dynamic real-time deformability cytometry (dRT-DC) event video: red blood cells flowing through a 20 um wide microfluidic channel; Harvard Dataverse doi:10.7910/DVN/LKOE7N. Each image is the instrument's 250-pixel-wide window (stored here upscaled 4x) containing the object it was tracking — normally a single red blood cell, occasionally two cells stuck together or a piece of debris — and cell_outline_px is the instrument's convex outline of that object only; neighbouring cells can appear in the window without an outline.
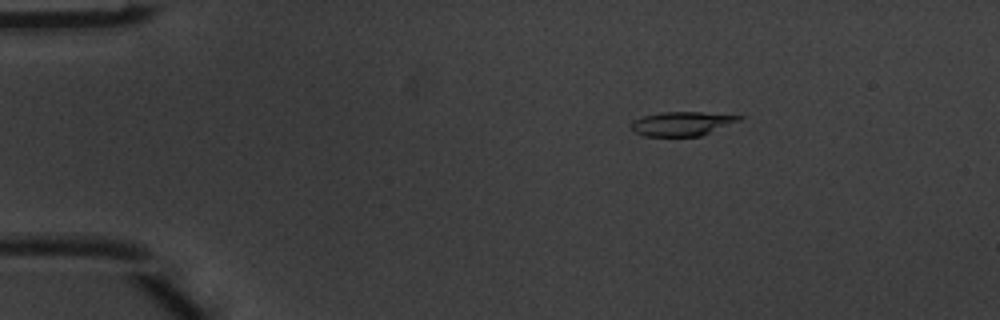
{"species": "common noctule bat (a hibernating species)", "species_latin": "Nyctalus noctula", "temperature_condition": "warm", "stored_images_in_passage": 3, "camera_frame_rate_fps": 3000, "um_per_image_px": 0.085, "animal": {"sex": "male", "body_mass_g": 20.1, "forearm_length_mm": 53.5}, "frame": {"image": 1, "passage_image": 1, "time_ms": 0.0, "image_size_px": [1000, 320], "cell_outline_px": [[744, 116], [740, 120], [700, 136], [644, 136], [632, 132], [632, 120], [644, 116], [660, 112], [700, 112]], "centroid_in_image_um": [57.92, 10.51], "position_along_channel_um": 27.1, "area_um2": 15.03}}
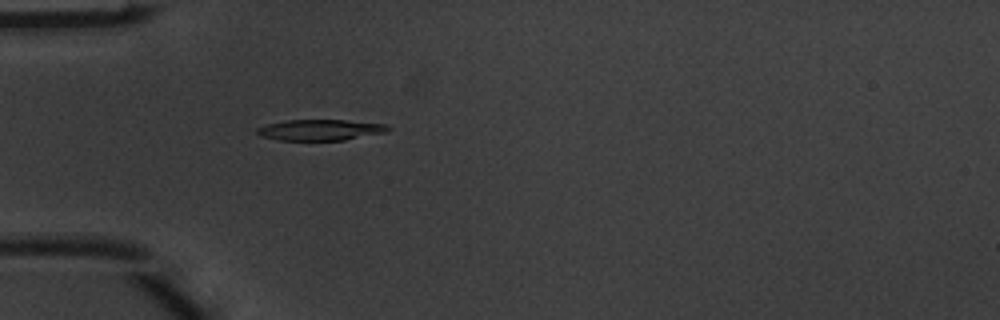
{"frame": {"image": 2, "passage_image": 3, "time_ms": 0.667, "image_size_px": [1000, 320], "cell_outline_px": [[392, 128], [384, 132], [344, 140], [280, 140], [260, 136], [256, 132], [256, 128], [268, 124], [288, 120], [344, 120], [388, 124]], "centroid_in_image_um": [27.22, 11.04], "position_along_channel_um": 57.8, "area_um2": 15.84}}